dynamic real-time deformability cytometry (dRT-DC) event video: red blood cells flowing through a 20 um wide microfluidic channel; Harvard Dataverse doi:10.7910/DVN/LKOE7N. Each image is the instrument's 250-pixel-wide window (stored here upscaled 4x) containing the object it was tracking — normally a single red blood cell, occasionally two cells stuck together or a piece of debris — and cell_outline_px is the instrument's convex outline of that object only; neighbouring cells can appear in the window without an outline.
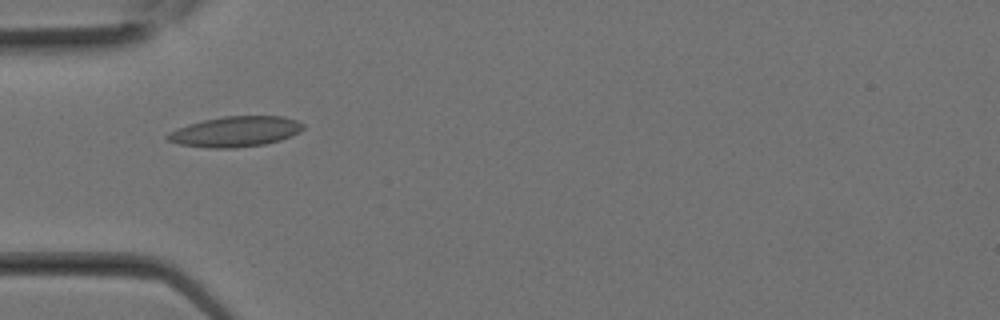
{"species": "Egyptian fruit bat (a non-hibernating species)", "species_latin": "Rousettus aegyptiacus", "temperature_condition": "room temperature", "stored_images_in_passage": 9, "camera_frame_rate_fps": 3000, "um_per_image_px": 0.085, "animal": {"sex": "female"}, "frame": {"image": 1, "passage_image": 3, "time_ms": 0.667, "image_size_px": [1000, 320], "cell_outline_px": [[304, 128], [300, 132], [292, 136], [280, 140], [264, 144], [236, 148], [208, 148], [180, 144], [168, 140], [164, 136], [168, 132], [176, 128], [188, 124], [204, 120], [224, 116], [284, 116], [296, 120], [304, 124]], "centroid_in_image_um": [20.01, 11.18], "position_along_channel_um": 65.0, "area_um2": 24.16}}
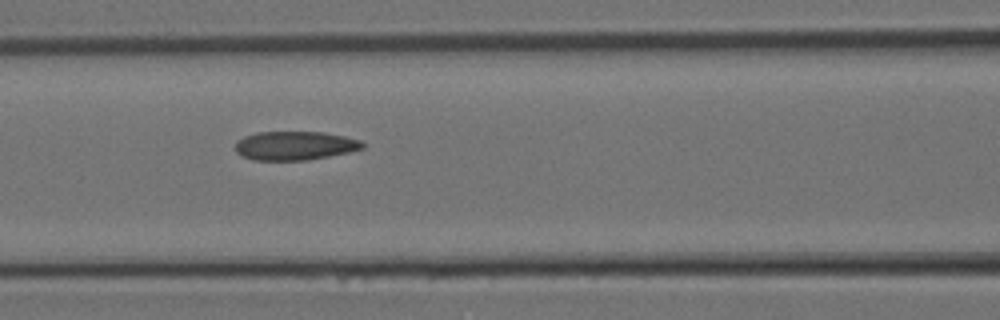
{"frame": {"image": 2, "passage_image": 6, "time_ms": 1.667, "image_size_px": [1000, 320], "cell_outline_px": [[364, 148], [348, 152], [308, 160], [252, 160], [236, 152], [236, 140], [244, 136], [256, 132], [324, 132], [344, 136], [360, 140], [364, 144]], "centroid_in_image_um": [25.05, 12.37], "position_along_channel_um": 141.6, "area_um2": 21.33}}
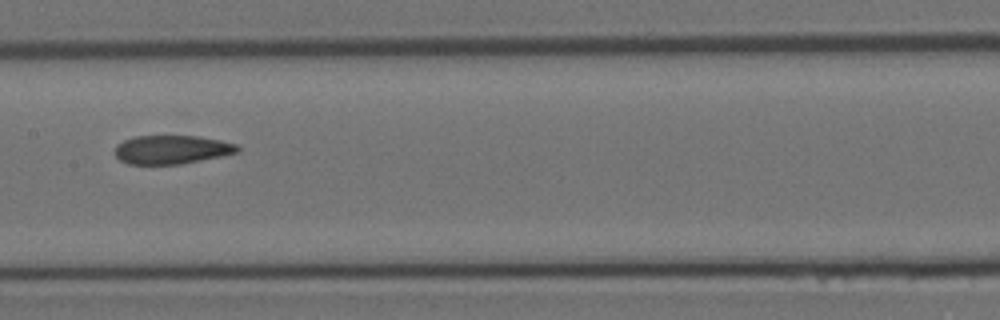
{"frame": {"image": 3, "passage_image": 8, "time_ms": 2.333, "image_size_px": [1000, 320], "cell_outline_px": [[240, 152], [180, 164], [128, 164], [120, 160], [116, 156], [116, 144], [124, 140], [136, 136], [196, 136], [220, 140], [236, 144], [240, 148]], "centroid_in_image_um": [14.6, 12.71], "position_along_channel_um": 192.8, "area_um2": 20.35}}